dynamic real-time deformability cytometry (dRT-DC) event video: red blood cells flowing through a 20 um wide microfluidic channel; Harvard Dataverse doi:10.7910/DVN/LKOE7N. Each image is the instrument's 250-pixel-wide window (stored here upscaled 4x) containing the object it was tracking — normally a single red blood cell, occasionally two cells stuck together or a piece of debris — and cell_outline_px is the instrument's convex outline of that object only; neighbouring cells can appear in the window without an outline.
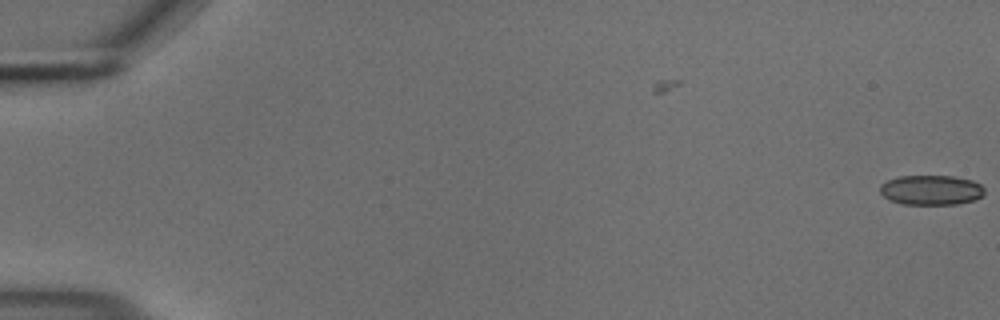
{"species": "common noctule bat (a hibernating species)", "species_latin": "Nyctalus noctula", "temperature_condition": "cold", "stored_images_in_passage": 5, "camera_frame_rate_fps": 3000, "um_per_image_px": 0.085, "animal": {"sex": "male", "body_mass_g": 18.8}, "frame": {"image": 1, "passage_image": 5, "time_ms": 1.333, "image_size_px": [1000, 320], "cell_outline_px": [[984, 196], [976, 200], [956, 204], [900, 204], [888, 200], [880, 192], [880, 184], [888, 180], [900, 176], [952, 176], [972, 180], [980, 184], [984, 188]], "centroid_in_image_um": [79.16, 16.16], "position_along_channel_um": 5.8, "area_um2": 18.32}}